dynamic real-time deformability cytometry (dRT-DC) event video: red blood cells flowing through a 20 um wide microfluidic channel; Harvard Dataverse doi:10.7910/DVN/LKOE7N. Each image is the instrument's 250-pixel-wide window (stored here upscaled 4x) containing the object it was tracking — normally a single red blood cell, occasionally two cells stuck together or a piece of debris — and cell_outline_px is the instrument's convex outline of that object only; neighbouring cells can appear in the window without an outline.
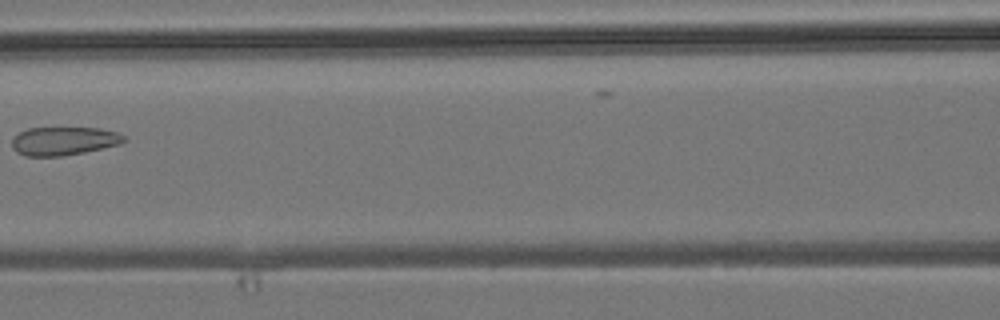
{"species": "common noctule bat (a hibernating species)", "species_latin": "Nyctalus noctula", "temperature_condition": "room temperature", "stored_images_in_passage": 8, "camera_frame_rate_fps": 3000, "um_per_image_px": 0.085, "animal": {"sex": "male", "body_mass_g": 19.2, "forearm_length_mm": 51.8}, "frame": {"image": 1, "passage_image": 7, "time_ms": 7.0, "image_size_px": [1000, 320], "cell_outline_px": [[128, 140], [120, 144], [84, 152], [60, 156], [24, 156], [16, 152], [12, 148], [12, 140], [20, 132], [28, 128], [100, 128], [116, 132], [124, 136]], "centroid_in_image_um": [5.42, 11.99], "position_along_channel_um": 161.2, "area_um2": 18.5}}
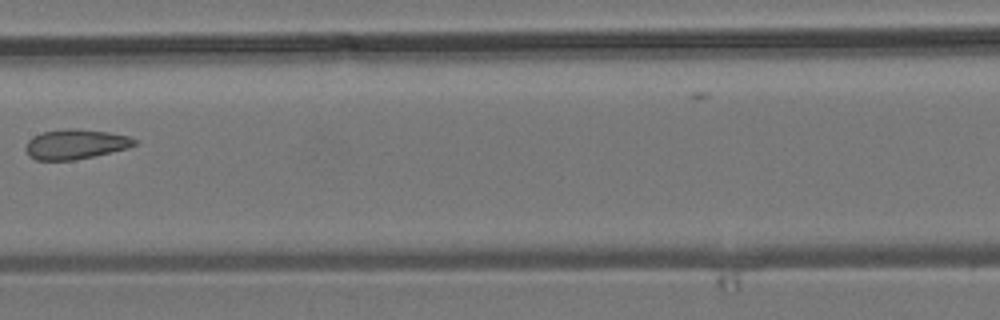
{"frame": {"image": 2, "passage_image": 8, "time_ms": 8.0, "image_size_px": [1000, 320], "cell_outline_px": [[136, 144], [128, 148], [76, 160], [36, 160], [28, 156], [24, 148], [28, 140], [32, 136], [44, 132], [64, 128], [76, 128], [108, 132], [128, 136], [136, 140]], "centroid_in_image_um": [6.38, 12.25], "position_along_channel_um": 201.0, "area_um2": 19.02}}